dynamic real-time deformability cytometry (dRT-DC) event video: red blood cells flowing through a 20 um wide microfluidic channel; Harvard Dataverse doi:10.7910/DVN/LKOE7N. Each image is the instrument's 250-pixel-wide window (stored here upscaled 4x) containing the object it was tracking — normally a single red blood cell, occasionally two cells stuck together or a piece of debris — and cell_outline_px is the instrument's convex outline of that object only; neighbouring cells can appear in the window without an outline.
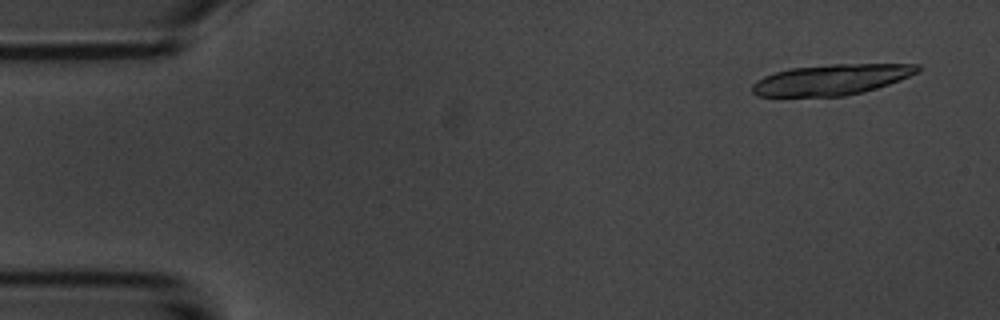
{"species": "common noctule bat (a hibernating species)", "species_latin": "Nyctalus noctula", "temperature_condition": "room temperature", "stored_images_in_passage": 6, "camera_frame_rate_fps": 3000, "um_per_image_px": 0.085, "animal": {"sex": "male", "body_mass_g": 20.1, "forearm_length_mm": 53.5}, "frame": {"image": 1, "passage_image": 1, "time_ms": 0.0, "image_size_px": [1000, 320], "cell_outline_px": [[920, 72], [900, 80], [864, 92], [844, 96], [756, 96], [752, 92], [752, 84], [764, 76], [788, 68], [832, 64], [920, 64]], "centroid_in_image_um": [70.69, 6.76], "position_along_channel_um": 14.3, "area_um2": 29.59}}
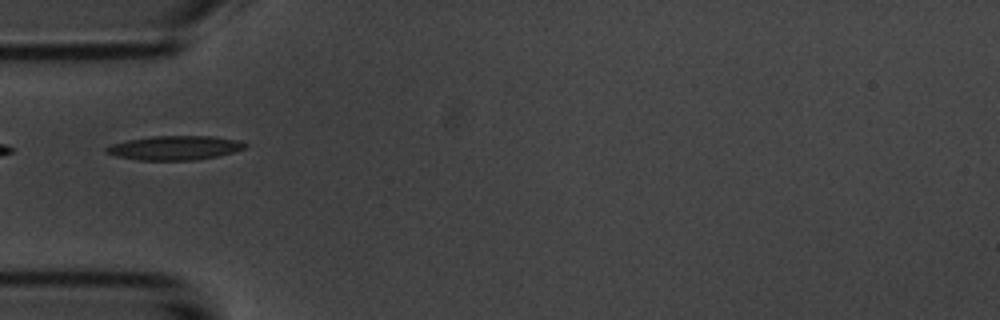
{"frame": {"image": 2, "passage_image": 5, "time_ms": 4.667, "image_size_px": [1000, 320], "cell_outline_px": [[248, 144], [244, 148], [232, 152], [216, 156], [196, 160], [136, 160], [104, 152], [104, 148], [112, 144], [128, 140], [152, 136], [212, 136], [240, 140]], "centroid_in_image_um": [14.86, 12.56], "position_along_channel_um": 70.1, "area_um2": 19.42}}